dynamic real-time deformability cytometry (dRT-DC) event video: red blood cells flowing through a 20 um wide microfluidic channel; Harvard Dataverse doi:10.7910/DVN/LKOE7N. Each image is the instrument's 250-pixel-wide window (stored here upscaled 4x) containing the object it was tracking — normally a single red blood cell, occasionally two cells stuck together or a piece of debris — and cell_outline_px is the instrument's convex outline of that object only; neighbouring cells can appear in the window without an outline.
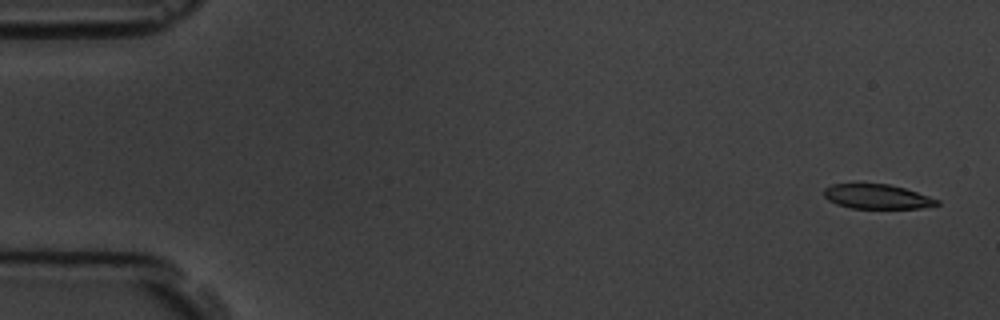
{"species": "common noctule bat (a hibernating species)", "species_latin": "Nyctalus noctula", "temperature_condition": "room temperature", "stored_images_in_passage": 5, "camera_frame_rate_fps": 3000, "um_per_image_px": 0.085, "animal": {"sex": "male", "body_mass_g": 19.5, "forearm_length_mm": 54.6}, "frame": {"image": 1, "passage_image": 1, "time_ms": 0.0, "image_size_px": [1000, 320], "cell_outline_px": [[940, 204], [920, 208], [852, 208], [836, 204], [828, 200], [824, 196], [824, 188], [832, 184], [888, 184], [904, 188], [940, 200]], "centroid_in_image_um": [74.53, 16.71], "position_along_channel_um": 10.5, "area_um2": 16.01}}
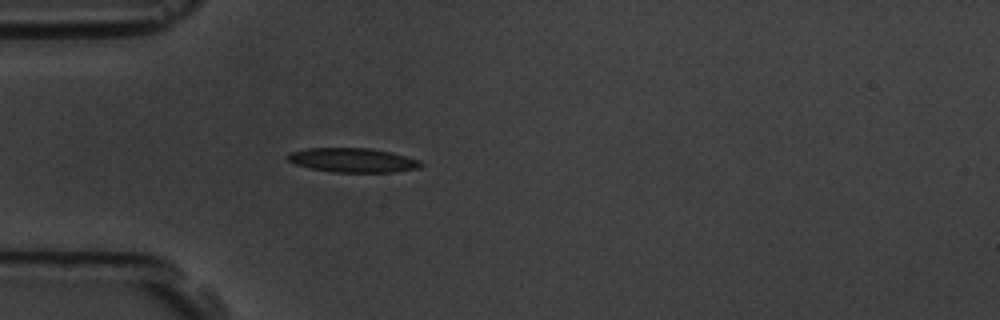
{"frame": {"image": 2, "passage_image": 5, "time_ms": 4.667, "image_size_px": [1000, 320], "cell_outline_px": [[424, 164], [420, 168], [396, 172], [332, 172], [312, 168], [296, 164], [288, 160], [284, 156], [288, 152], [308, 148], [368, 148], [392, 152], [420, 160]], "centroid_in_image_um": [30.0, 13.61], "position_along_channel_um": 55.0, "area_um2": 18.96}}